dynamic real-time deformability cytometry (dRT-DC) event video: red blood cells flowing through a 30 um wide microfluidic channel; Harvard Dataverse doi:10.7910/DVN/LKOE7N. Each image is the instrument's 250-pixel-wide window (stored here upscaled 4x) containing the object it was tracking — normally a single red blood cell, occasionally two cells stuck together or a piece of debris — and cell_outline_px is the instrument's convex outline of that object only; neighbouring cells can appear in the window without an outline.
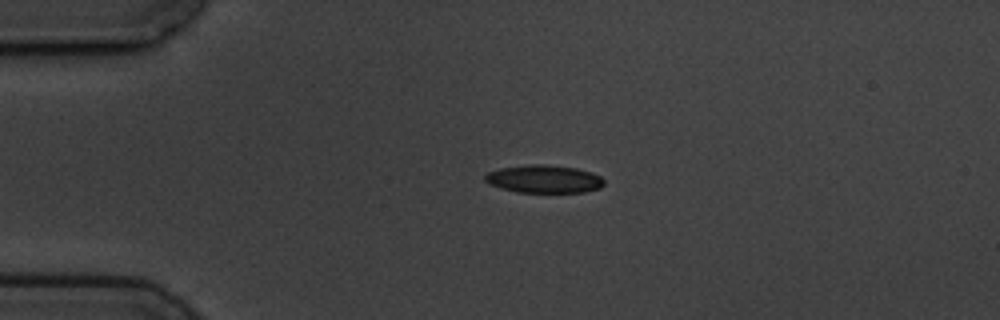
{"species": "common noctule bat (a hibernating species)", "species_latin": "Nyctalus noctula", "temperature_condition": "cold", "stored_images_in_passage": 4, "camera_frame_rate_fps": 3000, "um_per_image_px": 0.085, "animal": {"sex": "male", "body_mass_g": 19.5, "forearm_length_mm": 54.6}, "frame": {"image": 1, "passage_image": 3, "time_ms": 2.333, "image_size_px": [1000, 320], "cell_outline_px": [[604, 184], [600, 188], [584, 192], [516, 192], [500, 188], [488, 184], [484, 180], [484, 176], [488, 172], [500, 168], [528, 164], [544, 164], [576, 168], [592, 172], [600, 176], [604, 180]], "centroid_in_image_um": [46.22, 15.21], "position_along_channel_um": 38.8, "area_um2": 19.48}}